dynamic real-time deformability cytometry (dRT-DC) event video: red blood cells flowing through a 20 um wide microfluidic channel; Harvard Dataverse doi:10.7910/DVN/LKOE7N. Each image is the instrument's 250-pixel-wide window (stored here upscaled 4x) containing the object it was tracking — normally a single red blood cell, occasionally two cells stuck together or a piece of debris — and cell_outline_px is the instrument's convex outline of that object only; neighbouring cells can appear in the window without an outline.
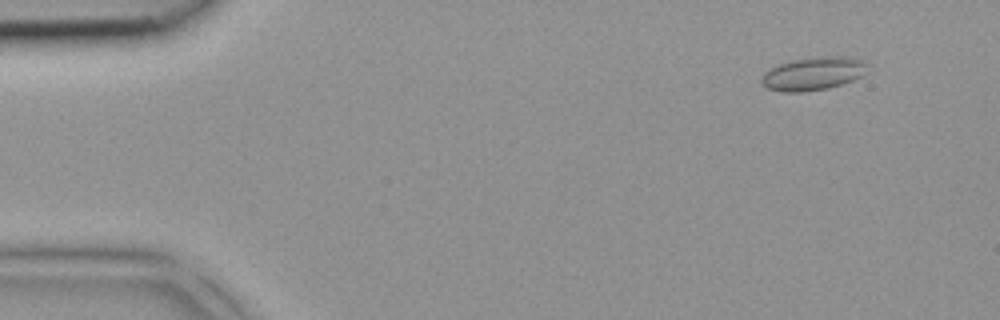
{"species": "common noctule bat (a hibernating species)", "species_latin": "Nyctalus noctula", "temperature_condition": "room temperature", "stored_images_in_passage": 5, "camera_frame_rate_fps": 3000, "um_per_image_px": 0.085, "animal": {"sex": "female", "body_mass_g": 18.4}, "frame": {"image": 1, "passage_image": 1, "time_ms": 0.0, "image_size_px": [1000, 320], "cell_outline_px": [[868, 64], [860, 76], [852, 80], [828, 88], [800, 92], [784, 92], [768, 88], [760, 84], [760, 80], [764, 72], [780, 64], [792, 60], [828, 56], [848, 56], [864, 60]], "centroid_in_image_um": [69.1, 6.25], "position_along_channel_um": 15.9, "area_um2": 20.23}}
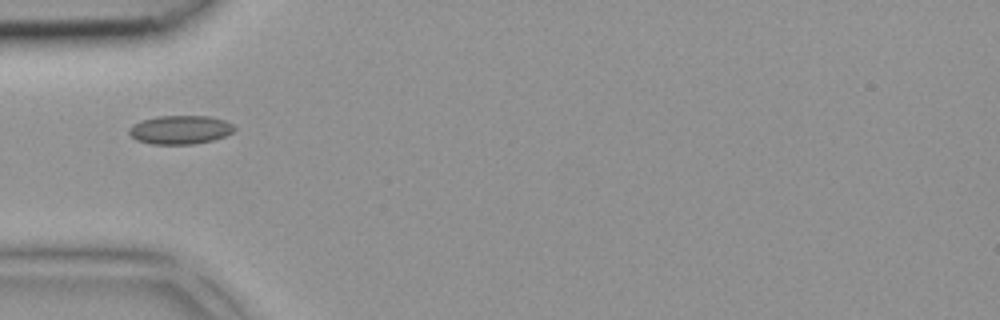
{"frame": {"image": 2, "passage_image": 4, "time_ms": 1.0, "image_size_px": [1000, 320], "cell_outline_px": [[236, 128], [232, 132], [224, 136], [212, 140], [192, 144], [152, 144], [136, 140], [128, 132], [128, 128], [132, 124], [140, 120], [156, 116], [208, 116], [224, 120], [232, 124]], "centroid_in_image_um": [15.27, 11.02], "position_along_channel_um": 69.7, "area_um2": 17.63}}